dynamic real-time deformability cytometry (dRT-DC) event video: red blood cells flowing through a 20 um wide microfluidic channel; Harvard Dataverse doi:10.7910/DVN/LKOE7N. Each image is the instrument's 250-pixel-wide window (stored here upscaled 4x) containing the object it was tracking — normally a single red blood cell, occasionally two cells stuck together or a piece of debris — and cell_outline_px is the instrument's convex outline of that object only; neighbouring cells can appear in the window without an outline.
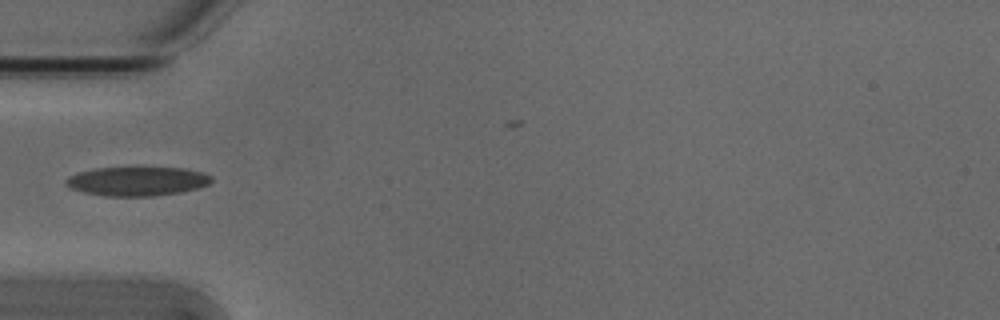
{"species": "Egyptian fruit bat (a non-hibernating species)", "species_latin": "Rousettus aegyptiacus", "temperature_condition": "cold", "stored_images_in_passage": 6, "camera_frame_rate_fps": 3000, "um_per_image_px": 0.085, "animal": {"sex": "male"}, "frame": {"image": 1, "passage_image": 5, "time_ms": 1.333, "image_size_px": [1000, 320], "cell_outline_px": [[212, 180], [208, 184], [196, 188], [180, 192], [152, 196], [104, 196], [84, 192], [72, 188], [64, 184], [64, 180], [68, 176], [80, 172], [96, 168], [184, 168], [200, 172], [212, 176]], "centroid_in_image_um": [11.63, 15.41], "position_along_channel_um": 73.4, "area_um2": 24.39}}
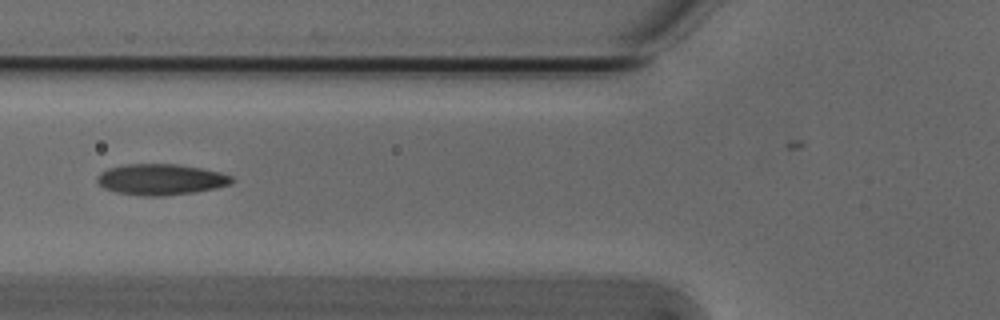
{"frame": {"image": 2, "passage_image": 6, "time_ms": 1.667, "image_size_px": [1000, 320], "cell_outline_px": [[236, 180], [232, 184], [216, 188], [196, 192], [164, 196], [144, 196], [116, 192], [104, 188], [96, 180], [96, 176], [100, 172], [108, 168], [128, 164], [176, 164], [200, 168], [220, 172], [232, 176]], "centroid_in_image_um": [13.69, 15.26], "position_along_channel_um": 112.1, "area_um2": 24.45}}